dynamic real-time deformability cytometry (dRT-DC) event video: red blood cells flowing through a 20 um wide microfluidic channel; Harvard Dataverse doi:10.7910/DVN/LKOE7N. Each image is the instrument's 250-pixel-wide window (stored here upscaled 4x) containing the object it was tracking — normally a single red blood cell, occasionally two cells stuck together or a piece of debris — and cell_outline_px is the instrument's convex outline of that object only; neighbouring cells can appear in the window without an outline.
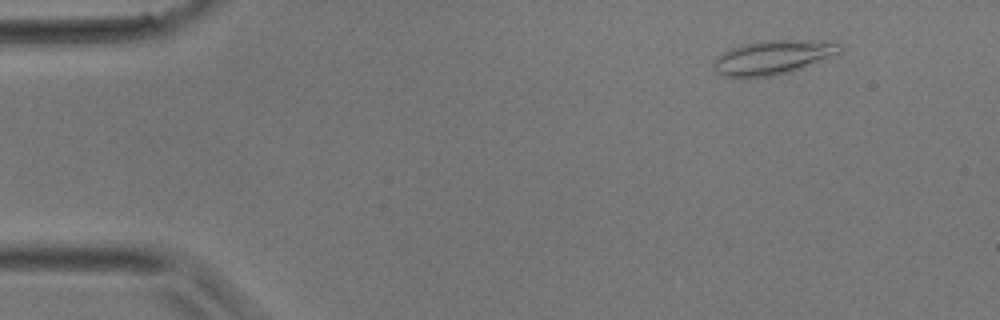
{"species": "common noctule bat (a hibernating species)", "species_latin": "Nyctalus noctula", "temperature_condition": "room temperature", "stored_images_in_passage": 36, "camera_frame_rate_fps": 3000, "um_per_image_px": 0.085, "animal": {"sex": "male", "body_mass_g": 17.9}, "frame": {"image": 1, "passage_image": 2, "time_ms": 0.333, "image_size_px": [1000, 320], "cell_outline_px": [[844, 48], [840, 52], [800, 68], [788, 72], [772, 76], [720, 76], [716, 72], [712, 64], [712, 60], [716, 56], [740, 44], [760, 40], [800, 40], [840, 44]], "centroid_in_image_um": [65.59, 4.86], "position_along_channel_um": 19.4, "area_um2": 24.62}}
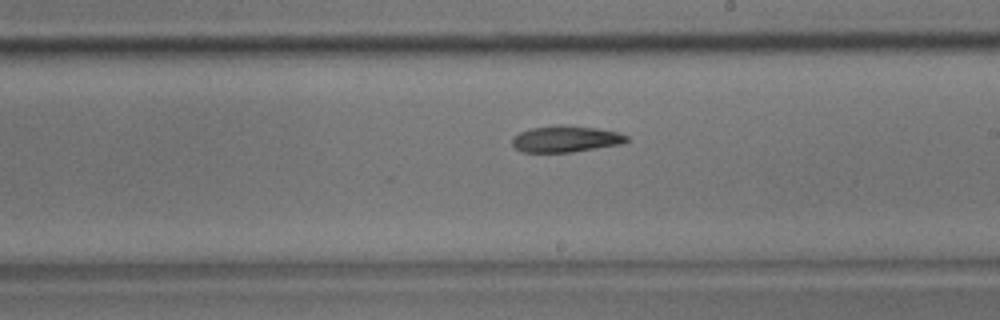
{"frame": {"image": 2, "passage_image": 20, "time_ms": 6.333, "image_size_px": [1000, 320], "cell_outline_px": [[628, 140], [620, 144], [572, 152], [520, 152], [512, 144], [512, 136], [520, 132], [532, 128], [556, 124], [560, 124], [596, 128], [616, 132], [628, 136]], "centroid_in_image_um": [48.04, 11.8], "position_along_channel_um": 241.0, "area_um2": 17.57}}
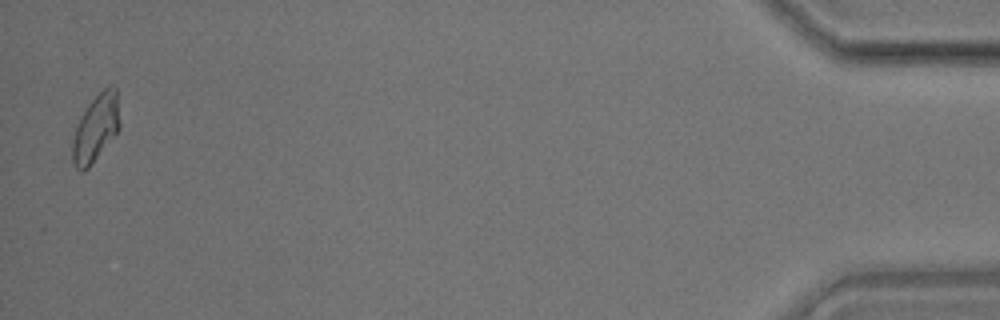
{"frame": {"image": 3, "passage_image": 36, "time_ms": 11.667, "image_size_px": [1000, 320], "cell_outline_px": [[120, 128], [88, 168], [84, 172], [80, 172], [76, 168], [72, 160], [72, 140], [76, 128], [88, 104], [104, 88], [112, 84], [116, 88], [120, 120]], "centroid_in_image_um": [8.15, 10.9], "position_along_channel_um": 427.1, "area_um2": 18.26}}